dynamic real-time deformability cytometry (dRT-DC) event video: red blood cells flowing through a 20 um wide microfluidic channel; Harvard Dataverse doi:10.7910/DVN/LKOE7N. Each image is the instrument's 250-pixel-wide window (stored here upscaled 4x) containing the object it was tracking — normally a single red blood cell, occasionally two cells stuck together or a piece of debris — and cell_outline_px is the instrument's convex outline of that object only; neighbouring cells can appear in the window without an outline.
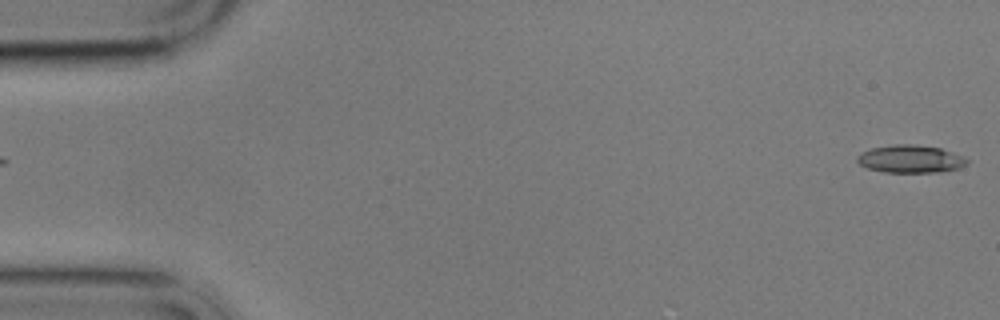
{"species": "common noctule bat (a hibernating species)", "species_latin": "Nyctalus noctula", "temperature_condition": "cold", "stored_images_in_passage": 6, "segment_of_instrument_passage": [2, 2], "camera_frame_rate_fps": 3000, "um_per_image_px": 0.085, "animal": {"sex": "male", "body_mass_g": 17.9}, "frame": {"image": 1, "passage_image": 6, "time_ms": 6.0, "image_size_px": [1000, 320], "cell_outline_px": [[968, 160], [960, 168], [936, 172], [884, 172], [868, 168], [860, 164], [856, 160], [856, 156], [860, 152], [872, 148], [896, 144], [912, 144], [940, 148], [960, 156]], "centroid_in_image_um": [77.32, 13.51], "position_along_channel_um": 7.7, "area_um2": 17.46}}